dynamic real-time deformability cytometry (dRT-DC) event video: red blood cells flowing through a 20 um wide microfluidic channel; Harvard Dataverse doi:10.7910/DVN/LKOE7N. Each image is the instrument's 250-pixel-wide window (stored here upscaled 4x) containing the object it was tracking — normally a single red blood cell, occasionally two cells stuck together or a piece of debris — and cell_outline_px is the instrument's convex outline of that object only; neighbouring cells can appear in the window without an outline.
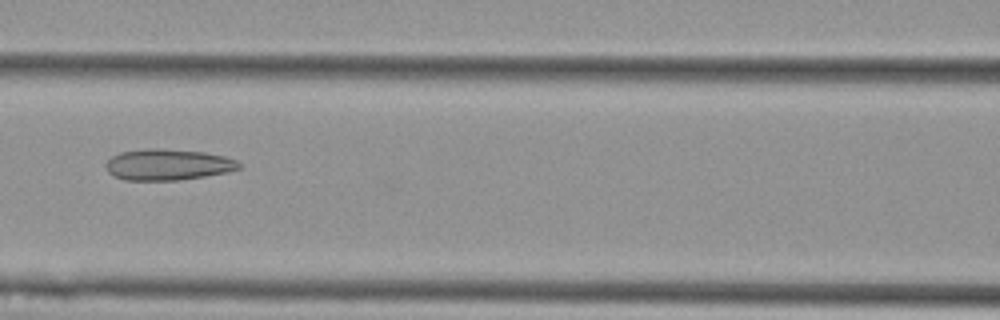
{"species": "Egyptian fruit bat (a non-hibernating species)", "species_latin": "Rousettus aegyptiacus", "temperature_condition": "cold", "stored_images_in_passage": 4, "camera_frame_rate_fps": 3000, "um_per_image_px": 0.085, "animal": {"sex": "female"}, "frame": {"image": 1, "passage_image": 3, "time_ms": 0.667, "image_size_px": [1000, 320], "cell_outline_px": [[240, 168], [228, 172], [204, 176], [176, 180], [124, 180], [108, 172], [104, 164], [112, 156], [120, 152], [148, 148], [160, 148], [204, 152], [224, 156], [236, 160], [240, 164]], "centroid_in_image_um": [14.25, 13.98], "position_along_channel_um": 152.3, "area_um2": 24.1}}
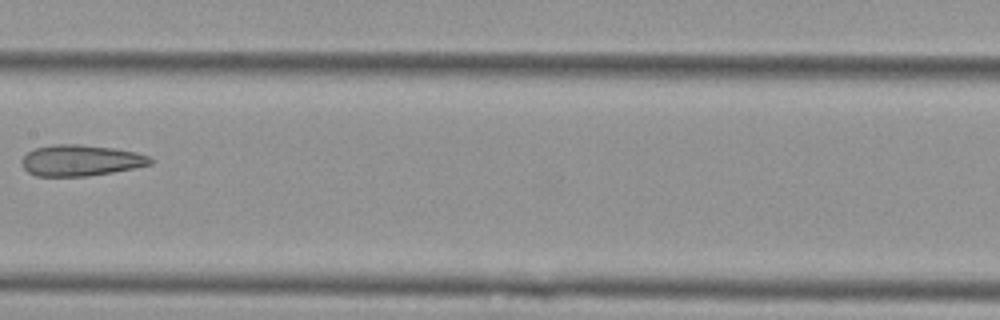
{"frame": {"image": 2, "passage_image": 4, "time_ms": 1.0, "image_size_px": [1000, 320], "cell_outline_px": [[152, 164], [112, 172], [88, 176], [36, 176], [28, 172], [24, 168], [20, 160], [28, 152], [36, 148], [52, 144], [80, 144], [116, 148], [136, 152], [148, 156], [152, 160]], "centroid_in_image_um": [6.84, 13.63], "position_along_channel_um": 200.6, "area_um2": 23.29}}